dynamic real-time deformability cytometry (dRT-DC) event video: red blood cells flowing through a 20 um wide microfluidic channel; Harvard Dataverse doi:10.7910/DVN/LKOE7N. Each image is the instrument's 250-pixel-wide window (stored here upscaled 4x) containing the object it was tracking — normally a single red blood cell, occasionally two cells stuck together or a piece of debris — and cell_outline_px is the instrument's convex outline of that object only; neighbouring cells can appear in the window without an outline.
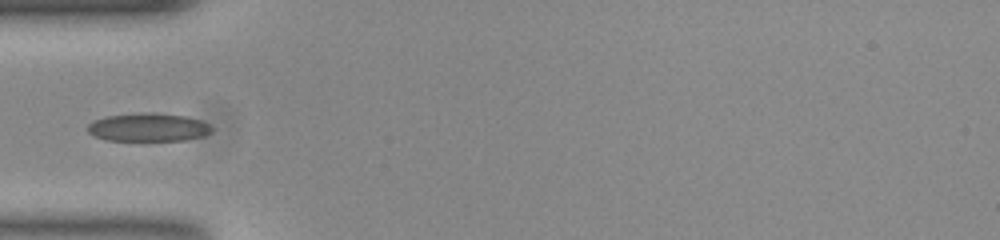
{"species": "common noctule bat (a hibernating species)", "species_latin": "Nyctalus noctula", "temperature_condition": "room temperature", "stored_images_in_passage": 38, "camera_frame_rate_fps": 3000, "um_per_image_px": 0.085, "animal": {"sex": "female", "body_mass_g": 23.0, "forearm_length_mm": 53.4}, "frame": {"image": 1, "passage_image": 1, "time_ms": 0.0, "image_size_px": [1000, 240], "cell_outline_px": [[212, 132], [204, 136], [184, 140], [108, 140], [96, 136], [88, 132], [88, 124], [96, 120], [108, 116], [144, 112], [152, 112], [184, 116], [200, 120], [208, 124], [212, 128]], "centroid_in_image_um": [12.64, 10.82], "position_along_channel_um": 72.4, "area_um2": 20.17}}
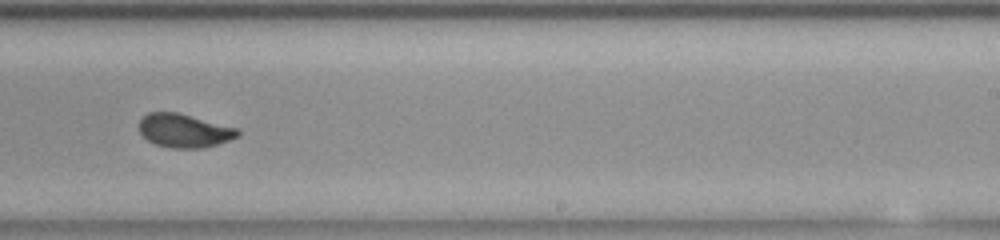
{"frame": {"image": 2, "passage_image": 17, "time_ms": 5.333, "image_size_px": [1000, 240], "cell_outline_px": [[240, 136], [204, 148], [172, 148], [156, 144], [148, 140], [140, 132], [140, 120], [148, 112], [176, 112], [236, 128], [240, 132]], "centroid_in_image_um": [15.65, 11.11], "position_along_channel_um": 273.3, "area_um2": 18.96}}
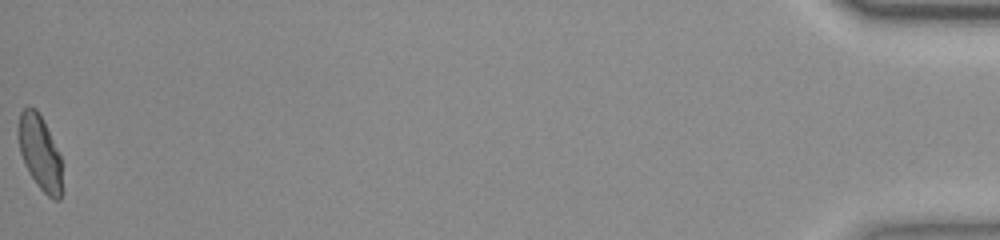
{"frame": {"image": 3, "passage_image": 38, "time_ms": 12.333, "image_size_px": [1000, 240], "cell_outline_px": [[64, 192], [60, 200], [52, 200], [36, 184], [28, 172], [24, 164], [20, 152], [16, 132], [16, 128], [20, 112], [28, 104], [36, 108], [60, 156]], "centroid_in_image_um": [3.37, 13.02], "position_along_channel_um": 431.8, "area_um2": 19.48}}